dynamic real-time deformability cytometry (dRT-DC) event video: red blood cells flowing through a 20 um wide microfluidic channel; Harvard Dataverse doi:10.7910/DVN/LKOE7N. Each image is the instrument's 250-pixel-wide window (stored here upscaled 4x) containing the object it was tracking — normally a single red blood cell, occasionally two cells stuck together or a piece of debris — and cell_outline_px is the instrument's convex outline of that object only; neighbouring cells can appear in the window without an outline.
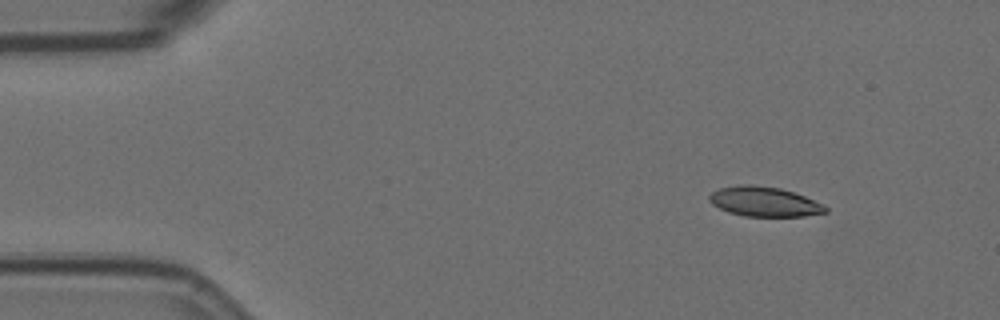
{"species": "Egyptian fruit bat (a non-hibernating species)", "species_latin": "Rousettus aegyptiacus", "temperature_condition": "room temperature", "stored_images_in_passage": 6, "camera_frame_rate_fps": 3000, "um_per_image_px": 0.085, "animal": {"sex": "female"}, "frame": {"image": 1, "passage_image": 1, "time_ms": 0.0, "image_size_px": [1000, 320], "cell_outline_px": [[828, 212], [804, 216], [744, 216], [728, 212], [712, 204], [708, 200], [708, 196], [712, 192], [720, 188], [740, 184], [752, 184], [780, 188], [804, 196], [824, 204], [828, 208]], "centroid_in_image_um": [64.96, 17.14], "position_along_channel_um": 20.0, "area_um2": 20.17}}
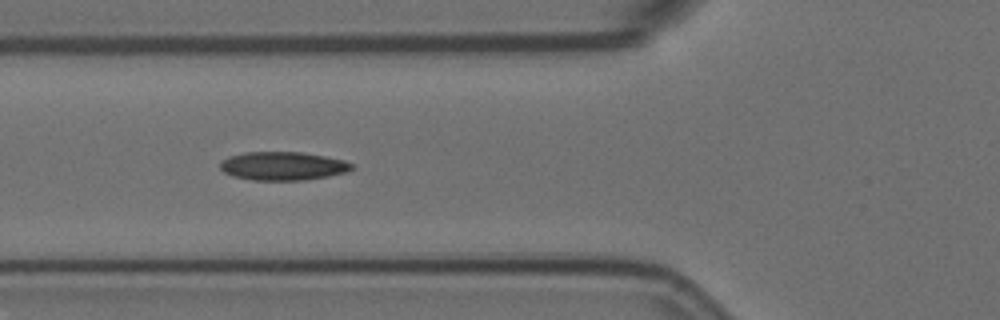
{"frame": {"image": 2, "passage_image": 5, "time_ms": 1.333, "image_size_px": [1000, 320], "cell_outline_px": [[356, 168], [348, 172], [328, 176], [304, 180], [252, 180], [232, 176], [224, 172], [220, 168], [220, 160], [228, 156], [244, 152], [300, 152], [324, 156], [344, 160], [352, 164]], "centroid_in_image_um": [24.03, 14.11], "position_along_channel_um": 101.8, "area_um2": 22.02}}
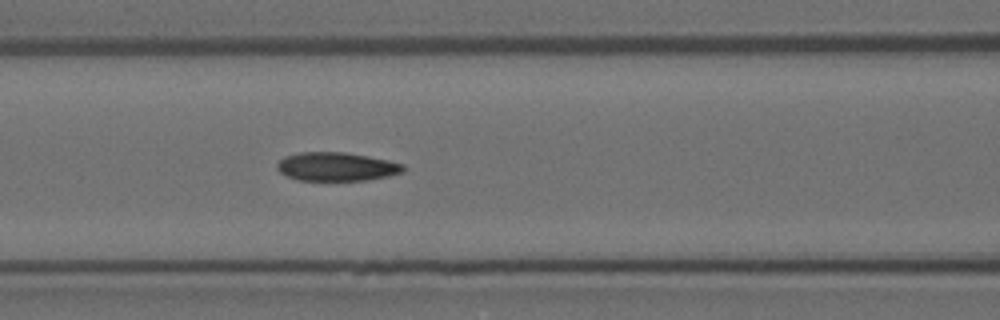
{"frame": {"image": 3, "passage_image": 6, "time_ms": 1.667, "image_size_px": [1000, 320], "cell_outline_px": [[404, 172], [388, 176], [368, 180], [296, 180], [280, 172], [276, 168], [276, 164], [284, 156], [300, 152], [344, 152], [368, 156], [388, 160], [404, 164]], "centroid_in_image_um": [28.6, 14.16], "position_along_channel_um": 138.0, "area_um2": 21.1}}